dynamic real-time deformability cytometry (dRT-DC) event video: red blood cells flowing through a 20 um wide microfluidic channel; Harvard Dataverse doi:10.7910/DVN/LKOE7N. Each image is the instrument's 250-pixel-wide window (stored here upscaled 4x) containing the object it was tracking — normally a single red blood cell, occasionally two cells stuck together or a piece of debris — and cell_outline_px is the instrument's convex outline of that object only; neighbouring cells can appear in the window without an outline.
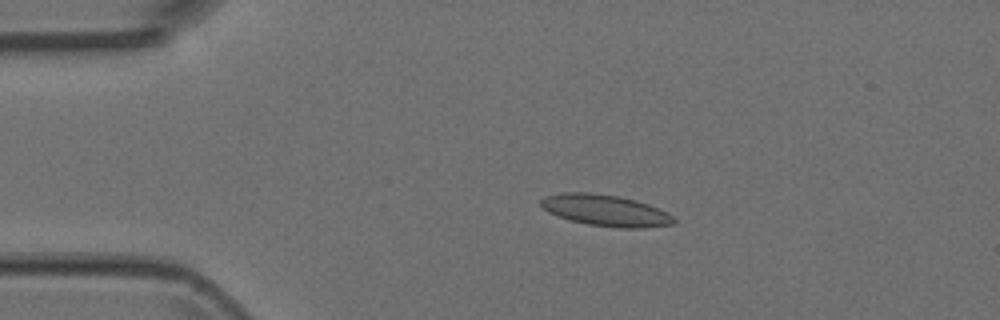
{"species": "Egyptian fruit bat (a non-hibernating species)", "species_latin": "Rousettus aegyptiacus", "temperature_condition": "room temperature", "stored_images_in_passage": 3, "camera_frame_rate_fps": 3000, "um_per_image_px": 0.085, "animal": {"sex": "female"}, "frame": {"image": 1, "passage_image": 2, "time_ms": 0.333, "image_size_px": [1000, 320], "cell_outline_px": [[676, 224], [644, 228], [616, 228], [588, 224], [568, 220], [548, 212], [540, 204], [540, 200], [544, 196], [564, 192], [588, 192], [620, 196], [636, 200], [648, 204], [668, 212], [676, 220]], "centroid_in_image_um": [51.49, 17.89], "position_along_channel_um": 33.5, "area_um2": 24.57}}